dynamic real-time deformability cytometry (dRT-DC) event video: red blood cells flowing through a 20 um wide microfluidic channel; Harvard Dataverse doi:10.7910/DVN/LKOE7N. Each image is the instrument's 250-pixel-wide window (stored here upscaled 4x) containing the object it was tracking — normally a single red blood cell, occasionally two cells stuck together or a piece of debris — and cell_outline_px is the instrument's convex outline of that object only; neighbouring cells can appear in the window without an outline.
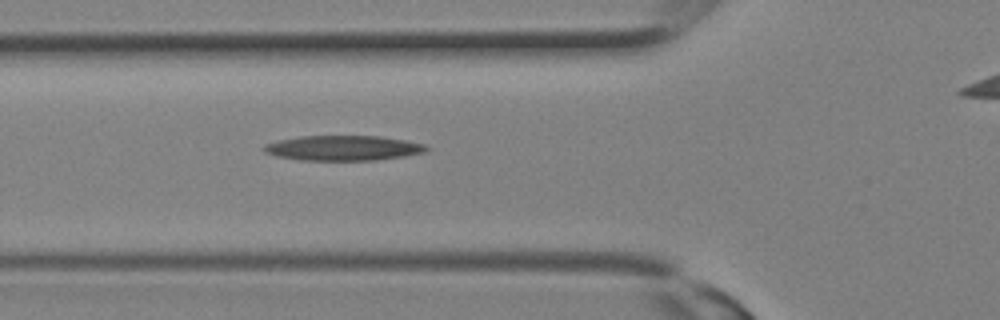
{"species": "Egyptian fruit bat (a non-hibernating species)", "species_latin": "Rousettus aegyptiacus", "temperature_condition": "room temperature", "stored_images_in_passage": 2, "camera_frame_rate_fps": 3000, "um_per_image_px": 0.085, "animal": {"sex": "female"}, "frame": {"image": 1, "passage_image": 2, "time_ms": 0.333, "image_size_px": [1000, 320], "cell_outline_px": [[428, 152], [404, 156], [376, 160], [300, 160], [276, 156], [264, 152], [260, 148], [264, 144], [280, 140], [300, 136], [380, 136], [404, 140], [424, 144], [428, 148]], "centroid_in_image_um": [29.15, 12.58], "position_along_channel_um": 96.7, "area_um2": 23.76}}